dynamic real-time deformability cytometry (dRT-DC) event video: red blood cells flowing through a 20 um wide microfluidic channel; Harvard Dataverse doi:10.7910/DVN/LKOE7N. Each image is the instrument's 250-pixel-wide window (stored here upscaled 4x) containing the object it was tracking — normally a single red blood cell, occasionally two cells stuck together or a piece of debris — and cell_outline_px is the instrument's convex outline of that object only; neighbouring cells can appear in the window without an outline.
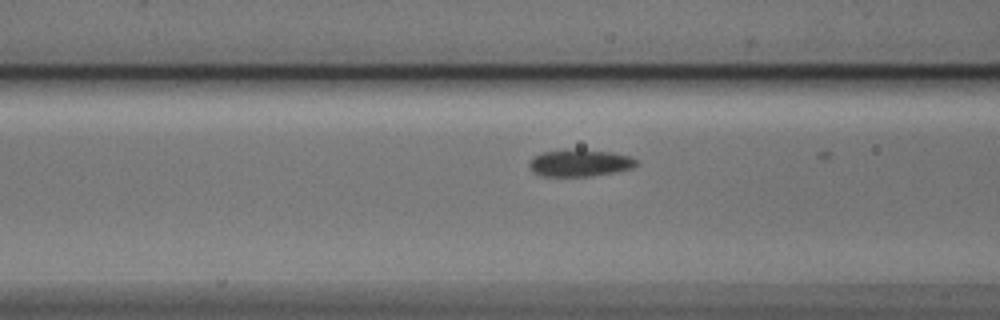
{"species": "Egyptian fruit bat (a non-hibernating species)", "species_latin": "Rousettus aegyptiacus", "temperature_condition": "cold", "stored_images_in_passage": 12, "camera_frame_rate_fps": 3000, "um_per_image_px": 0.085, "animal": {"sex": "male"}, "frame": {"image": 1, "passage_image": 10, "time_ms": 3.0, "image_size_px": [1000, 320], "cell_outline_px": [[640, 164], [632, 168], [612, 172], [588, 176], [540, 176], [532, 172], [528, 164], [532, 156], [544, 152], [612, 152], [628, 156], [636, 160]], "centroid_in_image_um": [49.25, 13.9], "position_along_channel_um": 117.3, "area_um2": 16.01}}